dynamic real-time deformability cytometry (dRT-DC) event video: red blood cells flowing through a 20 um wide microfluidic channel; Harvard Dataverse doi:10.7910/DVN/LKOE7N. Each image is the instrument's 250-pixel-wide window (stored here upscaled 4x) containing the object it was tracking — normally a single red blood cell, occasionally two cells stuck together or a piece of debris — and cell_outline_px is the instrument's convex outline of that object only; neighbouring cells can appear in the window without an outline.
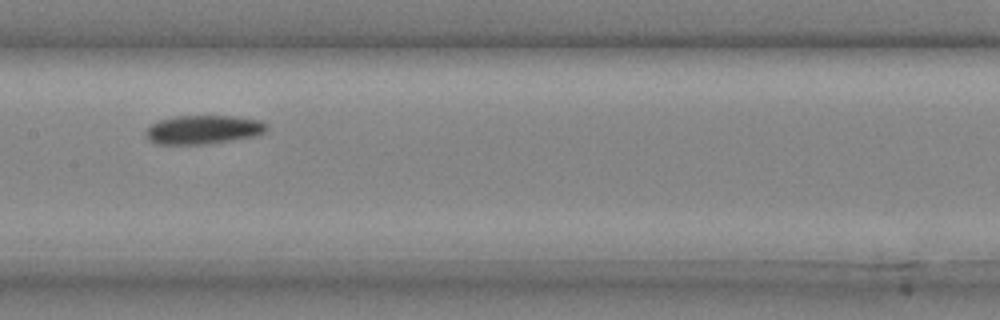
{"species": "common noctule bat (a hibernating species)", "species_latin": "Nyctalus noctula", "temperature_condition": "cold", "stored_images_in_passage": 5, "camera_frame_rate_fps": 3000, "um_per_image_px": 0.085, "animal": {"sex": "male", "body_mass_g": 20.4}, "frame": {"image": 1, "passage_image": 5, "time_ms": 1.333, "image_size_px": [1000, 320], "cell_outline_px": [[268, 128], [264, 132], [256, 136], [204, 144], [156, 144], [148, 140], [144, 136], [144, 132], [152, 124], [160, 120], [176, 116], [232, 116], [260, 120], [268, 124]], "centroid_in_image_um": [17.26, 11.02], "position_along_channel_um": 190.1, "area_um2": 20.29}}